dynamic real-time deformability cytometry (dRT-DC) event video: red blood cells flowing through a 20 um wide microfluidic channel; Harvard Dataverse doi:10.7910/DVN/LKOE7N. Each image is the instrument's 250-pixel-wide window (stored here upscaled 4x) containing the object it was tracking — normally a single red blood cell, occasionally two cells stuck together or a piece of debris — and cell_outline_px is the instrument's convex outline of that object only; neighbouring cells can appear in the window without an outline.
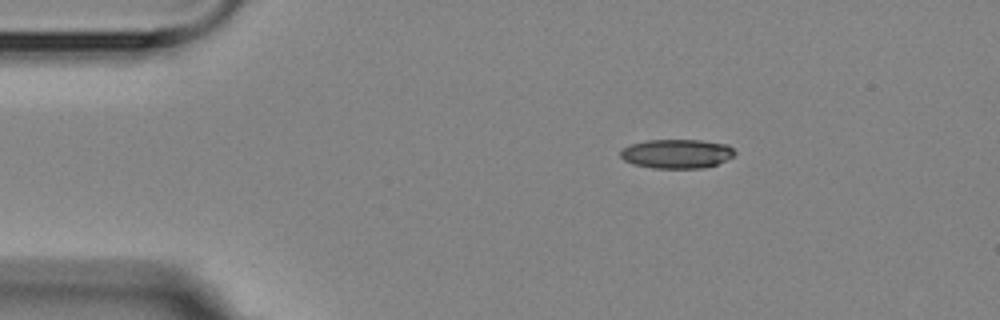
{"species": "Egyptian fruit bat (a non-hibernating species)", "species_latin": "Rousettus aegyptiacus", "temperature_condition": "room temperature", "stored_images_in_passage": 3, "camera_frame_rate_fps": 3000, "um_per_image_px": 0.085, "animal": {"sex": "female"}, "frame": {"image": 1, "passage_image": 1, "time_ms": 0.0, "image_size_px": [1000, 320], "cell_outline_px": [[736, 152], [732, 156], [716, 164], [704, 168], [652, 168], [632, 164], [624, 160], [620, 156], [620, 152], [628, 144], [644, 140], [700, 140], [728, 144]], "centroid_in_image_um": [57.48, 13.06], "position_along_channel_um": 27.5, "area_um2": 19.48}}